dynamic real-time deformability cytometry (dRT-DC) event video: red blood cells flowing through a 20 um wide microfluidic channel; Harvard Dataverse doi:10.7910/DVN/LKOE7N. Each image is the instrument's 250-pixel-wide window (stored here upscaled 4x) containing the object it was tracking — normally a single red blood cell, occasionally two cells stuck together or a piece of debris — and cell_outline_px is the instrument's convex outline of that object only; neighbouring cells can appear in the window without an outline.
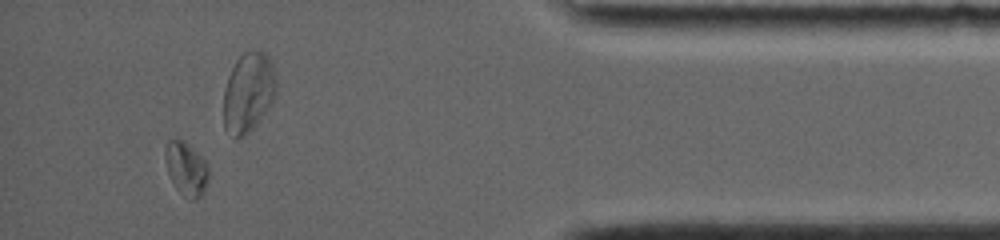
{"species": "common noctule bat (a hibernating species)", "species_latin": "Nyctalus noctula", "temperature_condition": "room temperature", "stored_images_in_passage": 32, "segment_of_instrument_passage": [1, 2], "camera_frame_rate_fps": 4000, "um_per_image_px": 0.085, "animal": {"sex": "female", "body_mass_g": 19.0, "forearm_length_mm": 56.7}, "frame": {"image": 1, "passage_image": 28, "time_ms": 14.0, "image_size_px": [1000, 240], "cell_outline_px": [[208, 180], [204, 192], [196, 200], [188, 200], [176, 188], [168, 172], [164, 156], [164, 152], [168, 140], [180, 140], [200, 156], [204, 160], [208, 168]], "centroid_in_image_um": [15.82, 14.4], "position_along_channel_um": 419.4, "area_um2": 13.18}}